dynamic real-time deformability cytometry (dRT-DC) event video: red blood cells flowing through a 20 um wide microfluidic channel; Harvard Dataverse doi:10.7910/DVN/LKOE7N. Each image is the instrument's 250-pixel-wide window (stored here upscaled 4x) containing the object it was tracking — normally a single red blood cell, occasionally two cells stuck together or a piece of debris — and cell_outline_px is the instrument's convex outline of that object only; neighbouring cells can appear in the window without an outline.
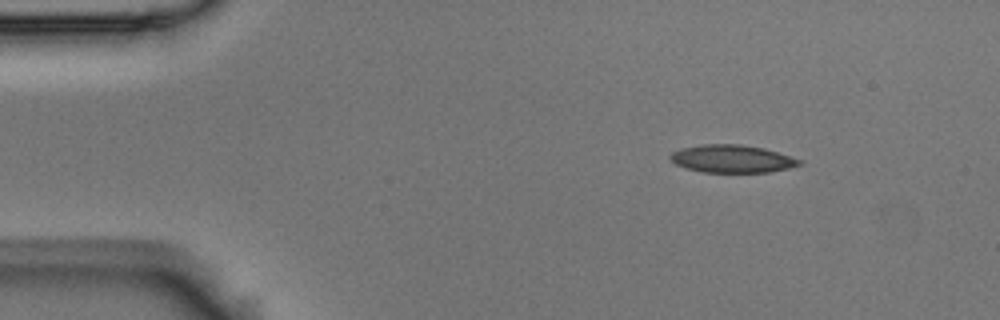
{"species": "Egyptian fruit bat (a non-hibernating species)", "species_latin": "Rousettus aegyptiacus", "temperature_condition": "room temperature", "stored_images_in_passage": 4, "camera_frame_rate_fps": 3000, "um_per_image_px": 0.085, "animal": {"sex": "male"}, "frame": {"image": 1, "passage_image": 1, "time_ms": 0.0, "image_size_px": [1000, 320], "cell_outline_px": [[804, 164], [788, 168], [768, 172], [704, 172], [684, 168], [676, 164], [668, 156], [672, 152], [680, 148], [704, 144], [740, 144], [764, 148], [800, 160]], "centroid_in_image_um": [62.18, 13.49], "position_along_channel_um": 22.8, "area_um2": 20.75}}
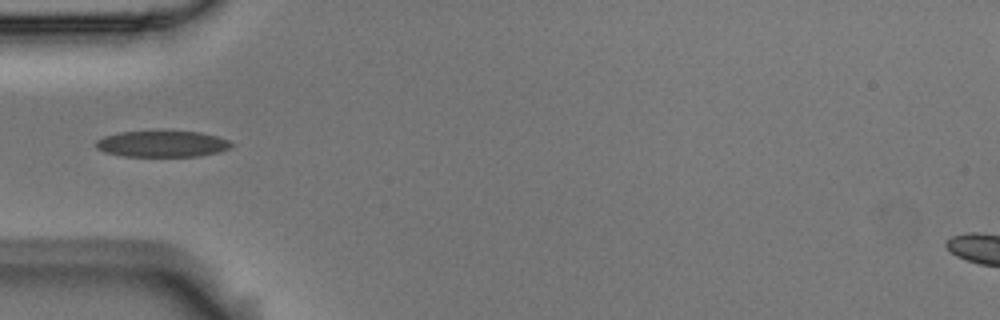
{"frame": {"image": 2, "passage_image": 4, "time_ms": 1.0, "image_size_px": [1000, 320], "cell_outline_px": [[232, 144], [228, 148], [216, 152], [200, 156], [124, 156], [104, 152], [96, 148], [92, 144], [96, 140], [104, 136], [120, 132], [164, 128], [200, 132], [216, 136], [228, 140]], "centroid_in_image_um": [13.71, 12.18], "position_along_channel_um": 71.3, "area_um2": 21.56}}